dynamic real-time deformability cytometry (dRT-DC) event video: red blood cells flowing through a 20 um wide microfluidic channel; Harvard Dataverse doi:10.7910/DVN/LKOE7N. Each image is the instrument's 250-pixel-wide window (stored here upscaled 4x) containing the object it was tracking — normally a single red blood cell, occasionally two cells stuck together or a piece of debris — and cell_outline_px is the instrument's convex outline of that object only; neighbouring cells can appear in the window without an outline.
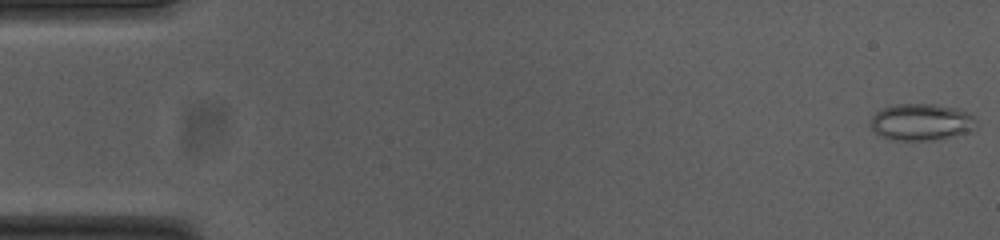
{"species": "common noctule bat (a hibernating species)", "species_latin": "Nyctalus noctula", "temperature_condition": "cold", "stored_images_in_passage": 54, "camera_frame_rate_fps": 3000, "um_per_image_px": 0.085, "animal": {"sex": "female", "body_mass_g": 23.0, "forearm_length_mm": 53.4}, "frame": {"image": 1, "passage_image": 1, "time_ms": 0.0, "image_size_px": [1000, 240], "cell_outline_px": [[976, 120], [972, 132], [936, 140], [888, 140], [880, 136], [872, 128], [872, 116], [876, 112], [884, 108], [896, 104], [936, 104], [956, 108], [968, 112]], "centroid_in_image_um": [78.33, 10.39], "position_along_channel_um": 6.7, "area_um2": 22.72}}
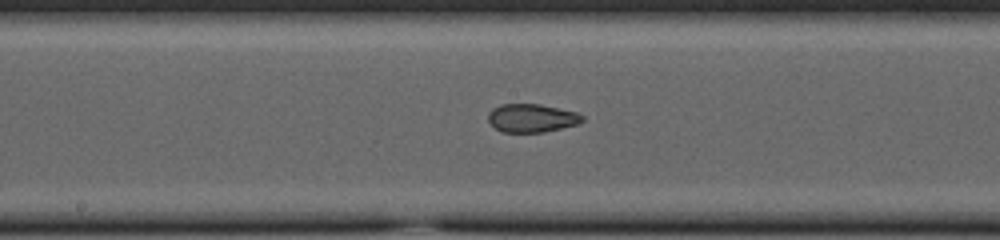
{"frame": {"image": 2, "passage_image": 28, "time_ms": 9.0, "image_size_px": [1000, 240], "cell_outline_px": [[584, 120], [580, 124], [544, 132], [500, 132], [488, 120], [488, 112], [492, 108], [500, 104], [540, 104], [576, 112], [584, 116]], "centroid_in_image_um": [45.2, 10.03], "position_along_channel_um": 203.0, "area_um2": 15.66}}
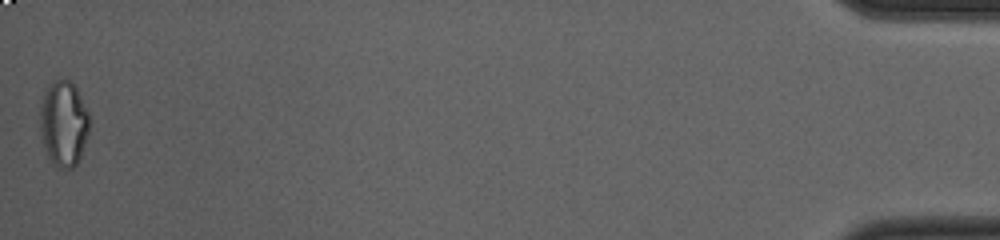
{"frame": {"image": 3, "passage_image": 54, "time_ms": 17.667, "image_size_px": [1000, 240], "cell_outline_px": [[92, 124], [80, 156], [76, 164], [72, 168], [56, 168], [48, 160], [44, 148], [40, 128], [40, 104], [44, 92], [56, 80], [68, 80], [76, 88], [88, 112]], "centroid_in_image_um": [5.41, 10.55], "position_along_channel_um": 429.8, "area_um2": 24.74}, "authors_computed_cell_mechanics": {"area_um2": 17.8891, "velocity_mm_per_s": 3.7652, "shape_relaxation_time_tau1_ms": null, "shape_relaxation_time_tau2_ms": 1.4299, "deformation_change_tau1": null, "deformation_change_tau2": 0.074}}